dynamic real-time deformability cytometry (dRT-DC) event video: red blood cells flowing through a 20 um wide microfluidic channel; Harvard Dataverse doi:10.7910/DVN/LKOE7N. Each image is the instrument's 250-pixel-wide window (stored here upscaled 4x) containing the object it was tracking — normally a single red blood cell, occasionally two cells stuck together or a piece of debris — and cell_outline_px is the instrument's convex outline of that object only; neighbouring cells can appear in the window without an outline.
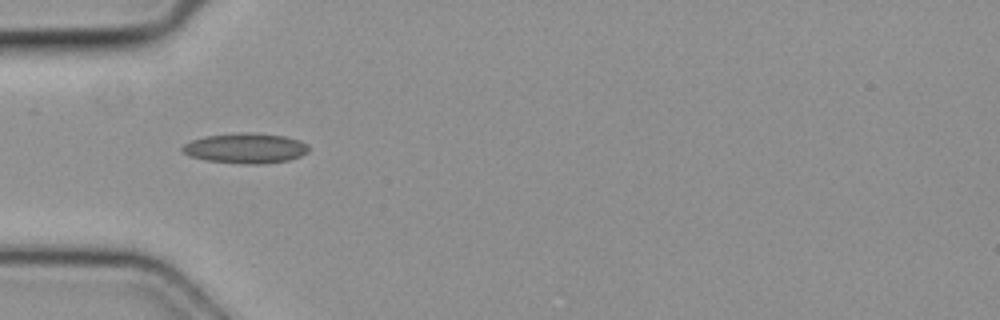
{"species": "common noctule bat (a hibernating species)", "species_latin": "Nyctalus noctula", "temperature_condition": "cold", "stored_images_in_passage": 3, "camera_frame_rate_fps": 3000, "um_per_image_px": 0.085, "animal": {"sex": "female", "body_mass_g": 19.3, "forearm_length_mm": 54.1}, "frame": {"image": 1, "passage_image": 3, "time_ms": 0.667, "image_size_px": [1000, 320], "cell_outline_px": [[308, 152], [300, 156], [288, 160], [264, 164], [244, 164], [204, 160], [188, 156], [180, 152], [180, 148], [184, 144], [192, 140], [204, 136], [240, 132], [248, 132], [284, 136], [300, 140], [308, 144]], "centroid_in_image_um": [20.83, 12.6], "position_along_channel_um": 64.2, "area_um2": 22.48}}